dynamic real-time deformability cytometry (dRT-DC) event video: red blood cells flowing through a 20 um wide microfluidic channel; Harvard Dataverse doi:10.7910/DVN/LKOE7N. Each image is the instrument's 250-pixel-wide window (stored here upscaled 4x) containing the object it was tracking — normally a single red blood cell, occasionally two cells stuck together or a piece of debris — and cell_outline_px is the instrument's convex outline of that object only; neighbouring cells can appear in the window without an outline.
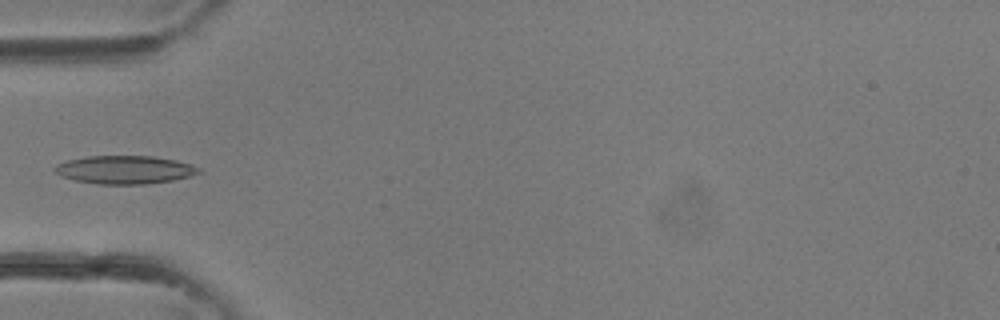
{"species": "common noctule bat (a hibernating species)", "species_latin": "Nyctalus noctula", "temperature_condition": "room temperature", "stored_images_in_passage": 35, "camera_frame_rate_fps": 3000, "um_per_image_px": 0.085, "animal": {"sex": "female"}, "frame": {"image": 1, "passage_image": 11, "time_ms": 3.333, "image_size_px": [1000, 320], "cell_outline_px": [[204, 172], [172, 180], [144, 184], [96, 184], [76, 180], [60, 176], [52, 168], [56, 164], [68, 160], [88, 156], [152, 156], [176, 160], [200, 168]], "centroid_in_image_um": [10.58, 14.42], "position_along_channel_um": 74.4, "area_um2": 23.58}}
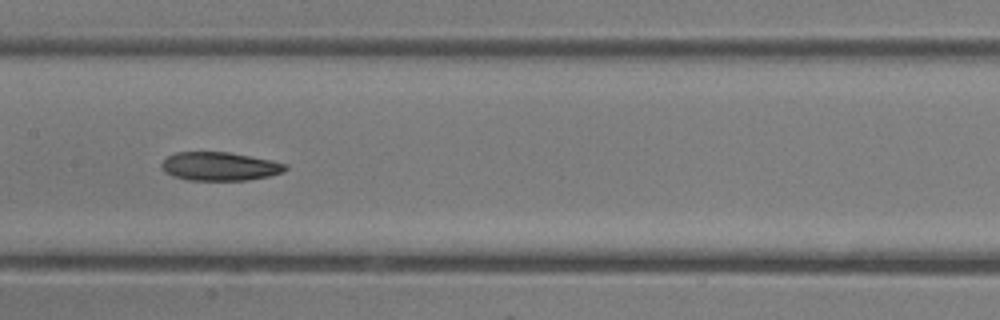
{"frame": {"image": 2, "passage_image": 17, "time_ms": 5.333, "image_size_px": [1000, 320], "cell_outline_px": [[288, 168], [284, 172], [268, 176], [248, 180], [188, 180], [172, 176], [164, 172], [160, 164], [168, 156], [176, 152], [228, 152], [272, 160], [288, 164]], "centroid_in_image_um": [18.68, 14.14], "position_along_channel_um": 188.7, "area_um2": 20.69}}
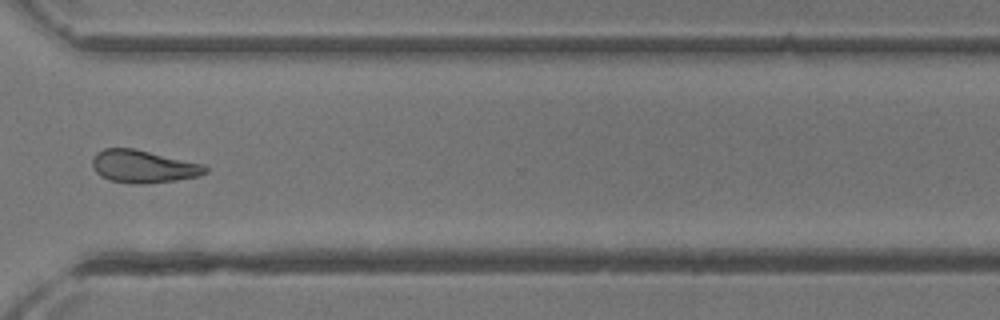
{"frame": {"image": 3, "passage_image": 26, "time_ms": 8.333, "image_size_px": [1000, 320], "cell_outline_px": [[208, 172], [200, 176], [176, 180], [144, 184], [140, 184], [108, 180], [100, 176], [92, 168], [92, 160], [96, 152], [104, 148], [136, 148], [204, 164], [208, 168]], "centroid_in_image_um": [12.19, 14.14], "position_along_channel_um": 358.4, "area_um2": 21.79}}